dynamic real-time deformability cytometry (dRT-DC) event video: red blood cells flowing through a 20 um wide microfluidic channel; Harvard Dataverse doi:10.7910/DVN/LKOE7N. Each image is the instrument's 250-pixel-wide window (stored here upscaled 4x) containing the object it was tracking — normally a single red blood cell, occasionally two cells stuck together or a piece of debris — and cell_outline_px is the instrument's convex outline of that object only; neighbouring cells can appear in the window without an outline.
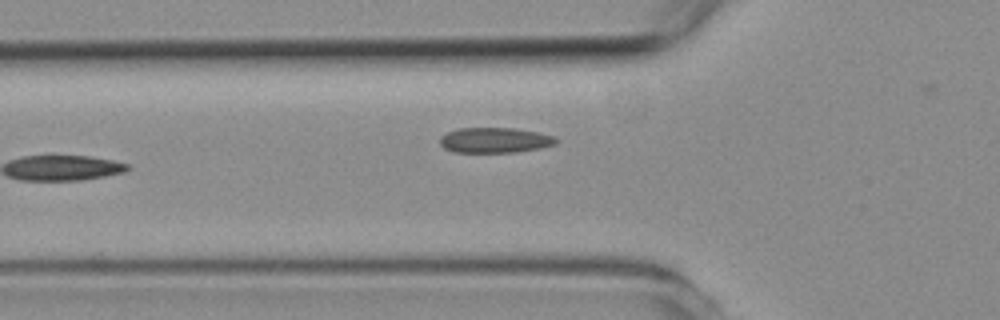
{"species": "common noctule bat (a hibernating species)", "species_latin": "Nyctalus noctula", "temperature_condition": "room temperature", "stored_images_in_passage": 5, "camera_frame_rate_fps": 3000, "um_per_image_px": 0.085, "animal": {"sex": "female", "body_mass_g": 19.3, "forearm_length_mm": 54.1}, "frame": {"image": 1, "passage_image": 4, "time_ms": 3.667, "image_size_px": [1000, 320], "cell_outline_px": [[560, 140], [556, 144], [540, 148], [512, 152], [456, 152], [444, 148], [440, 144], [440, 136], [448, 132], [460, 128], [512, 128], [536, 132], [556, 136]], "centroid_in_image_um": [42.08, 11.91], "position_along_channel_um": 83.7, "area_um2": 17.05}}